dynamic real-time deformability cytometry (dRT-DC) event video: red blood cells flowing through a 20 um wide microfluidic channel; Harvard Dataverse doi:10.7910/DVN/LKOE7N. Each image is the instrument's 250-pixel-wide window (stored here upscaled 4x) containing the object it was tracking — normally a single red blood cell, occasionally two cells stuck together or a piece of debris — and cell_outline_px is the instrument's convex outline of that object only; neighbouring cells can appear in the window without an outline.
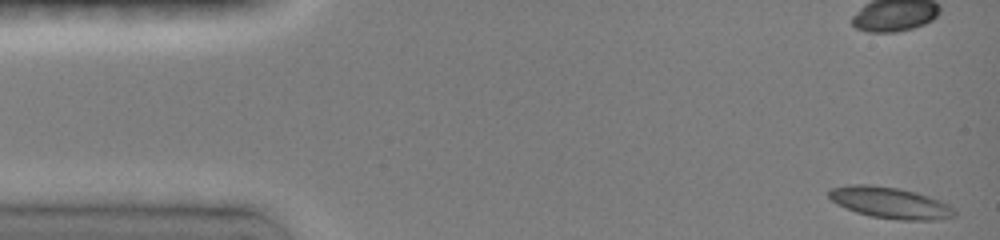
{"species": "common noctule bat (a hibernating species)", "species_latin": "Nyctalus noctula", "temperature_condition": "room temperature", "stored_images_in_passage": 13, "camera_frame_rate_fps": 3000, "um_per_image_px": 0.085, "animal": {"sex": "female", "body_mass_g": 19.0, "forearm_length_mm": 51.5}, "frame": {"image": 1, "passage_image": 1, "time_ms": 0.0, "image_size_px": [1000, 240], "cell_outline_px": [[956, 216], [940, 220], [900, 220], [872, 216], [856, 212], [844, 208], [836, 204], [828, 196], [828, 192], [832, 188], [848, 184], [872, 184], [900, 188], [916, 192], [940, 200], [956, 208]], "centroid_in_image_um": [75.69, 17.23], "position_along_channel_um": 9.3, "area_um2": 23.24}}